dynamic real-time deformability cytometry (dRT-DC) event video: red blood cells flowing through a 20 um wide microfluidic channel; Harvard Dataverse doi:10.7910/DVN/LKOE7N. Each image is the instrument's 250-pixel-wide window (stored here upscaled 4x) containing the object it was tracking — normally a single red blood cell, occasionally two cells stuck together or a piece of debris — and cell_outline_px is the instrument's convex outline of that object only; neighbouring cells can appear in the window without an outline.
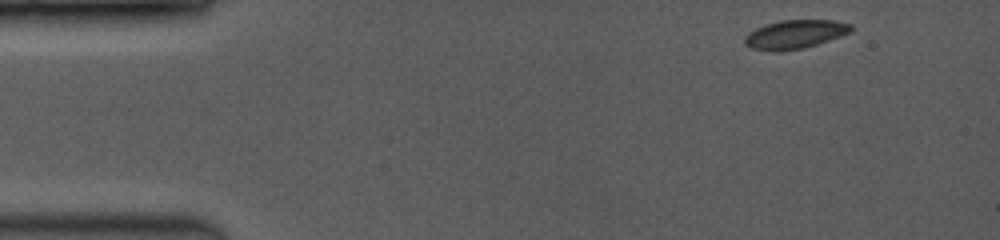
{"species": "common noctule bat (a hibernating species)", "species_latin": "Nyctalus noctula", "temperature_condition": "room temperature", "stored_images_in_passage": 44, "camera_frame_rate_fps": 3500, "um_per_image_px": 0.085, "animal": {"sex": "female", "body_mass_g": 19.0, "forearm_length_mm": 53.3}, "frame": {"image": 1, "passage_image": 1, "time_ms": 0.0, "image_size_px": [1000, 240], "cell_outline_px": [[852, 32], [804, 48], [780, 52], [776, 52], [752, 48], [744, 44], [744, 36], [748, 32], [764, 24], [780, 20], [832, 20], [852, 24]], "centroid_in_image_um": [67.54, 2.92], "position_along_channel_um": 17.5, "area_um2": 17.92}}
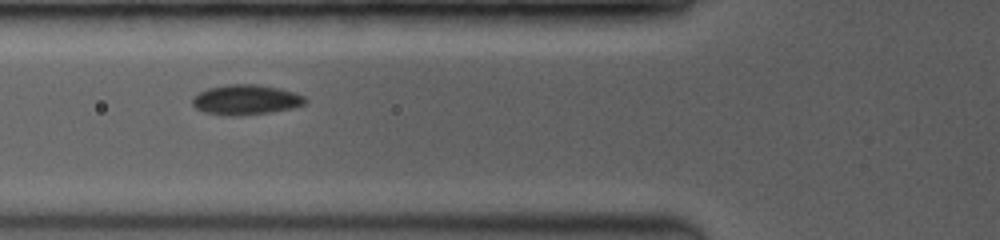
{"frame": {"image": 2, "passage_image": 33, "time_ms": 4.571, "image_size_px": [1000, 240], "cell_outline_px": [[308, 100], [304, 104], [292, 108], [268, 112], [240, 116], [224, 116], [204, 112], [196, 108], [192, 104], [192, 96], [208, 88], [228, 84], [256, 84], [280, 88], [304, 96]], "centroid_in_image_um": [20.87, 8.48], "position_along_channel_um": 104.9, "area_um2": 19.83}}
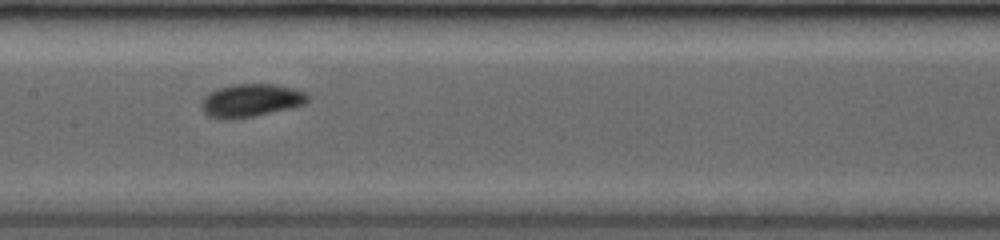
{"frame": {"image": 3, "passage_image": 43, "time_ms": 6.571, "image_size_px": [1000, 240], "cell_outline_px": [[308, 100], [304, 104], [288, 108], [252, 116], [232, 120], [224, 120], [208, 116], [204, 112], [200, 104], [200, 100], [208, 92], [232, 84], [276, 84], [292, 88], [304, 92], [308, 96]], "centroid_in_image_um": [21.25, 8.54], "position_along_channel_um": 186.1, "area_um2": 20.4}}